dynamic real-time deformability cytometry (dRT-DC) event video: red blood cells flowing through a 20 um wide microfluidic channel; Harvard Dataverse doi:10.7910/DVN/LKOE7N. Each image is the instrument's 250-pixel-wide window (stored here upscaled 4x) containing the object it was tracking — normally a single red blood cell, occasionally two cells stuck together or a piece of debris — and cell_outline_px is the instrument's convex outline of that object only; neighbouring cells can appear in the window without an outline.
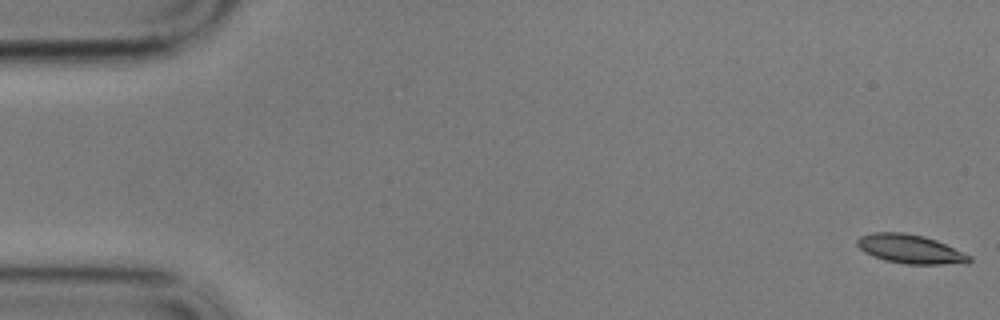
{"species": "common noctule bat (a hibernating species)", "species_latin": "Nyctalus noctula", "temperature_condition": "cold", "stored_images_in_passage": 59, "camera_frame_rate_fps": 3000, "um_per_image_px": 0.085, "animal": {"sex": "male", "body_mass_g": 17.9}, "frame": {"image": 1, "passage_image": 1, "time_ms": 0.0, "image_size_px": [1000, 320], "cell_outline_px": [[972, 260], [968, 264], [904, 264], [884, 260], [872, 256], [864, 252], [856, 244], [856, 240], [860, 236], [872, 232], [904, 232], [924, 236], [936, 240], [972, 256]], "centroid_in_image_um": [77.38, 21.17], "position_along_channel_um": 7.6, "area_um2": 19.13}}
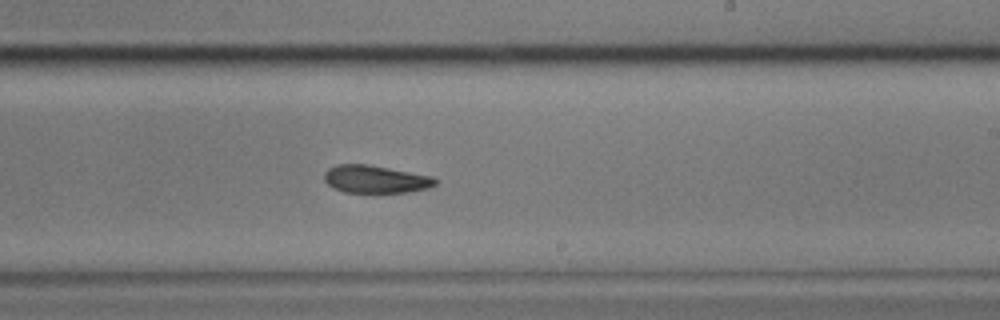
{"frame": {"image": 2, "passage_image": 35, "time_ms": 11.333, "image_size_px": [1000, 320], "cell_outline_px": [[436, 184], [428, 188], [408, 192], [344, 192], [332, 188], [324, 180], [324, 172], [328, 168], [336, 164], [368, 164], [432, 176], [436, 180]], "centroid_in_image_um": [31.87, 15.22], "position_along_channel_um": 257.1, "area_um2": 17.92}}
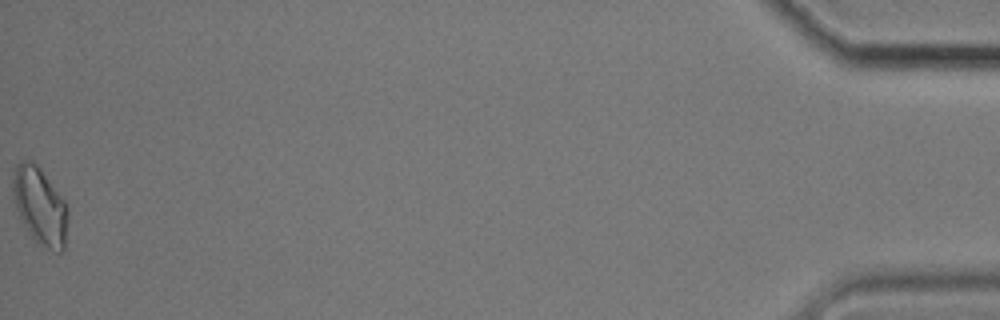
{"frame": {"image": 3, "passage_image": 59, "time_ms": 19.333, "image_size_px": [1000, 320], "cell_outline_px": [[68, 216], [64, 252], [56, 252], [32, 240], [16, 208], [12, 196], [12, 180], [16, 164], [20, 160], [32, 160], [40, 168], [68, 204]], "centroid_in_image_um": [3.4, 17.51], "position_along_channel_um": 431.8, "area_um2": 25.09}, "authors_computed_cell_mechanics": {"area_um2": 19.0162, "velocity_mm_per_s": 3.4018, "shape_relaxation_time_tau1_ms": 5.2671, "shape_relaxation_time_tau2_ms": 6.8156, "deformation_change_tau1": 0.1537, "deformation_change_tau2": 0.1307}}